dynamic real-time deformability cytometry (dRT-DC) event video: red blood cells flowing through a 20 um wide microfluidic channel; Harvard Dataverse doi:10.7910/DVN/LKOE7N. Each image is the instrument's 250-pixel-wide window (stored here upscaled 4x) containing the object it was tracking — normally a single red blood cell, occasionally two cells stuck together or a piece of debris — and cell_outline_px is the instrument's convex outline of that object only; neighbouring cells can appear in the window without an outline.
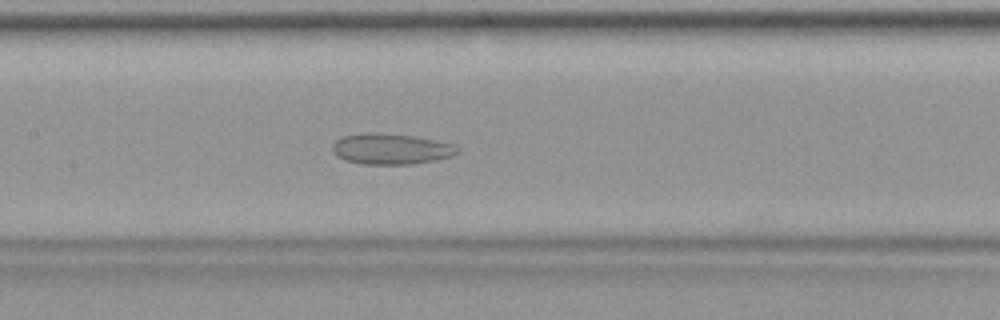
{"species": "common noctule bat (a hibernating species)", "species_latin": "Nyctalus noctula", "temperature_condition": "warm", "stored_images_in_passage": 9, "camera_frame_rate_fps": 3000, "um_per_image_px": 0.085, "animal": {"sex": "female", "body_mass_g": 19.9}, "frame": {"image": 1, "passage_image": 8, "time_ms": 2.333, "image_size_px": [1000, 320], "cell_outline_px": [[460, 152], [452, 156], [436, 160], [412, 164], [364, 164], [344, 160], [336, 156], [332, 152], [332, 144], [340, 136], [368, 132], [376, 132], [416, 136], [452, 144], [460, 148]], "centroid_in_image_um": [33.21, 12.65], "position_along_channel_um": 174.2, "area_um2": 22.72}}